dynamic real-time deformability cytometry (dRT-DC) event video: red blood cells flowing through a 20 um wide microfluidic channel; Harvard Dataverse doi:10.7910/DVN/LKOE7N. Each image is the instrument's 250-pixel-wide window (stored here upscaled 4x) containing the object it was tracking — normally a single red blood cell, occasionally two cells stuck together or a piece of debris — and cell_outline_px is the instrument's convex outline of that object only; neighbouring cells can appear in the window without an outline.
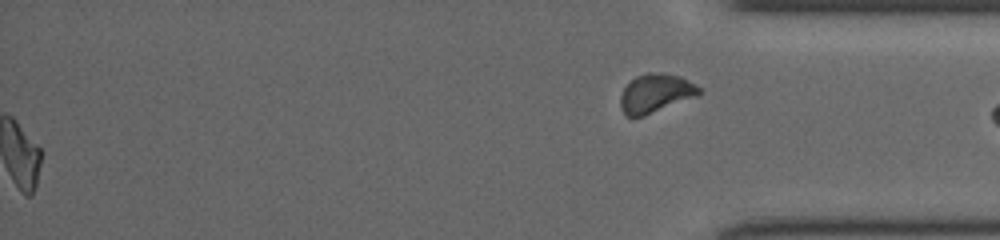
{"species": "common noctule bat (a hibernating species)", "species_latin": "Nyctalus noctula", "temperature_condition": "cold", "stored_images_in_passage": 46, "camera_frame_rate_fps": 3000, "um_per_image_px": 0.085, "animal": {"sex": "female", "body_mass_g": 19.5, "forearm_length_mm": 54.1}, "frame": {"image": 1, "passage_image": 46, "time_ms": 15.0, "image_size_px": [1000, 240], "cell_outline_px": [[700, 92], [696, 96], [644, 116], [628, 116], [620, 108], [620, 96], [624, 88], [636, 76], [648, 72], [660, 72], [680, 76], [696, 84], [700, 88]], "centroid_in_image_um": [55.72, 7.91], "position_along_channel_um": 379.5, "area_um2": 17.57}}